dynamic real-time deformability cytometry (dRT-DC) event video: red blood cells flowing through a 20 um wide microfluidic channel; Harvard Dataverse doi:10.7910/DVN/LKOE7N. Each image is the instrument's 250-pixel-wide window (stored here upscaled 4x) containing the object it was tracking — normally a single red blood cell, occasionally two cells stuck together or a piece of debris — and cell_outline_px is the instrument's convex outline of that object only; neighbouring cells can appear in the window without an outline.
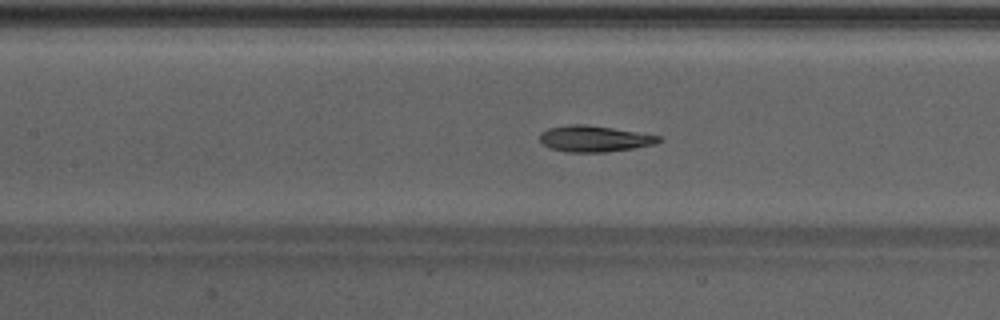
{"species": "Egyptian fruit bat (a non-hibernating species)", "species_latin": "Rousettus aegyptiacus", "temperature_condition": "warm", "stored_images_in_passage": 34, "camera_frame_rate_fps": 3000, "um_per_image_px": 0.085, "animal": {"sex": "male"}, "frame": {"image": 1, "passage_image": 8, "time_ms": 2.333, "image_size_px": [1000, 320], "cell_outline_px": [[664, 140], [656, 144], [608, 152], [568, 152], [548, 148], [540, 140], [540, 132], [548, 128], [572, 124], [584, 124], [612, 128], [660, 136]], "centroid_in_image_um": [50.52, 11.8], "position_along_channel_um": 156.9, "area_um2": 18.09}}
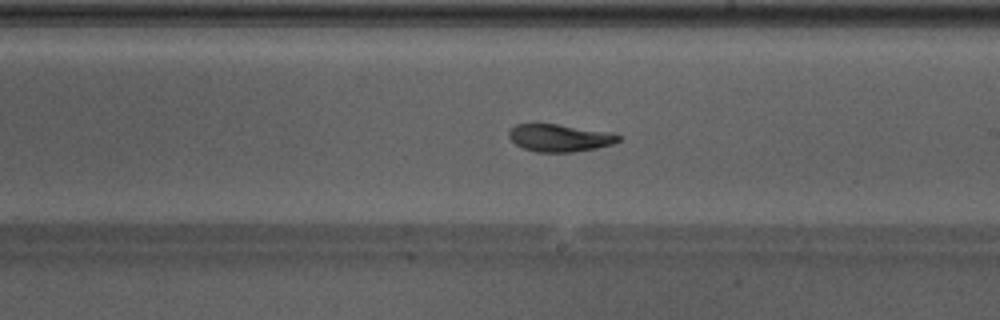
{"frame": {"image": 2, "passage_image": 14, "time_ms": 4.333, "image_size_px": [1000, 320], "cell_outline_px": [[620, 140], [612, 144], [596, 148], [572, 152], [536, 152], [524, 148], [516, 144], [508, 136], [508, 132], [516, 124], [556, 124], [612, 132], [620, 136]], "centroid_in_image_um": [47.58, 11.72], "position_along_channel_um": 241.4, "area_um2": 17.4}}
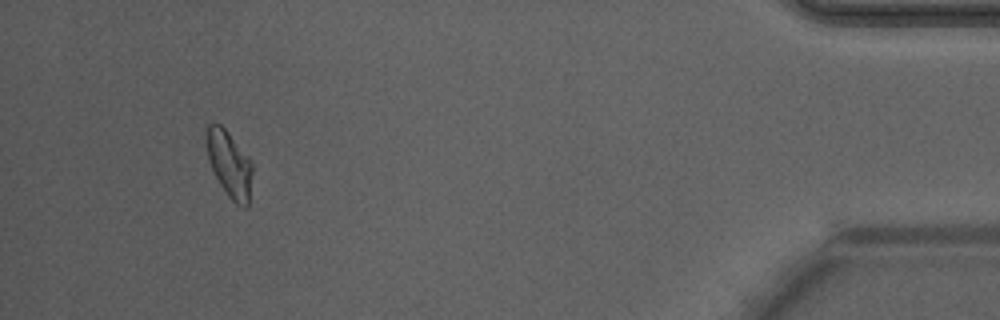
{"frame": {"image": 3, "passage_image": 31, "time_ms": 10.0, "image_size_px": [1000, 320], "cell_outline_px": [[252, 172], [248, 204], [244, 208], [236, 204], [228, 196], [220, 184], [208, 160], [204, 140], [204, 128], [208, 124], [216, 120], [228, 132], [252, 160]], "centroid_in_image_um": [19.45, 13.86], "position_along_channel_um": 415.8, "area_um2": 18.15}, "authors_computed_cell_mechanics": {"area_um2": 18.1781, "velocity_mm_per_s": 4.2513, "shape_relaxation_time_tau1_ms": 3.5873, "shape_relaxation_time_tau2_ms": 0.9317, "deformation_change_tau1": 0.1606, "deformation_change_tau2": 0.0575}}